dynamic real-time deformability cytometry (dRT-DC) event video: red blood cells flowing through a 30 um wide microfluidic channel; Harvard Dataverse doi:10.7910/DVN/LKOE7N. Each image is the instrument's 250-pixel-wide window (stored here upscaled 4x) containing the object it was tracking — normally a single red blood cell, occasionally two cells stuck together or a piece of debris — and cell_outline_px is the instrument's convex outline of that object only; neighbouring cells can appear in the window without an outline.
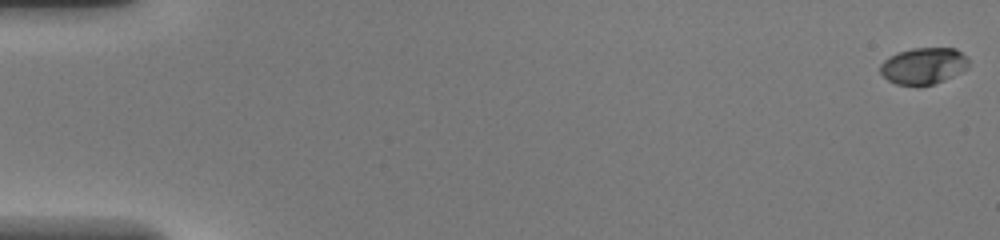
{"species": "common noctule bat (a hibernating species)", "species_latin": "Nyctalus noctula", "temperature_condition": "warm", "stored_images_in_passage": 49, "camera_frame_rate_fps": 3000, "um_per_image_px": 0.085, "animal": {"sex": "female", "body_mass_g": 20.0, "forearm_length_mm": 54.0}, "frame": {"image": 1, "passage_image": 1, "time_ms": 0.0, "image_size_px": [1000, 240], "cell_outline_px": [[968, 68], [944, 80], [932, 84], [916, 88], [896, 84], [888, 80], [880, 72], [880, 64], [884, 60], [896, 52], [912, 48], [956, 48], [968, 60]], "centroid_in_image_um": [78.46, 5.62], "position_along_channel_um": 6.5, "area_um2": 19.07}}
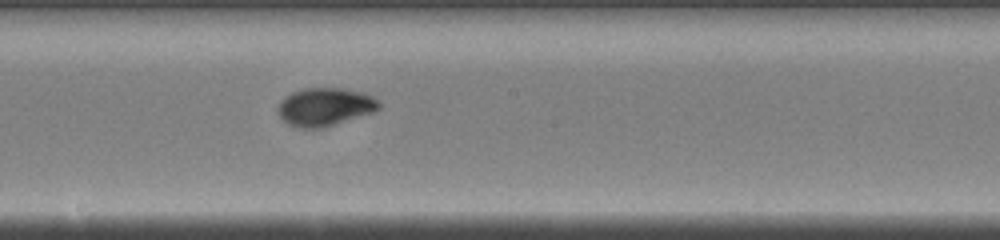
{"frame": {"image": 2, "passage_image": 28, "time_ms": 9.0, "image_size_px": [1000, 240], "cell_outline_px": [[380, 108], [372, 112], [324, 128], [300, 128], [288, 124], [276, 112], [276, 108], [280, 100], [284, 96], [292, 92], [304, 88], [340, 88], [360, 92], [372, 96], [380, 104]], "centroid_in_image_um": [27.56, 9.08], "position_along_channel_um": 220.6, "area_um2": 22.43}}
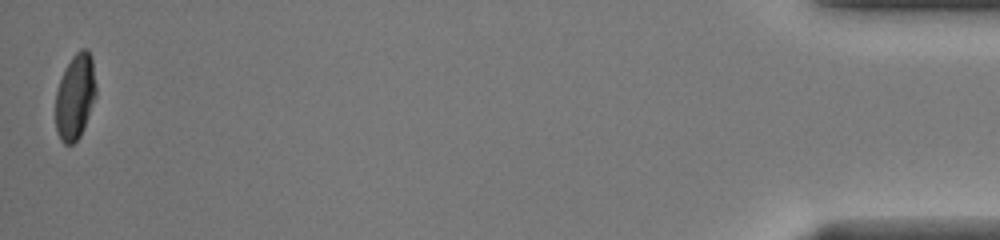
{"frame": {"image": 3, "passage_image": 49, "time_ms": 16.0, "image_size_px": [1000, 240], "cell_outline_px": [[96, 96], [80, 136], [72, 144], [64, 144], [60, 140], [56, 132], [56, 92], [64, 68], [72, 56], [80, 48], [88, 48], [92, 56], [96, 84]], "centroid_in_image_um": [6.39, 8.17], "position_along_channel_um": 428.8, "area_um2": 20.35}, "authors_computed_cell_mechanics": {"area_um2": 20.519, "velocity_mm_per_s": 4.268, "shape_relaxation_time_tau1_ms": 3.6037, "shape_relaxation_time_tau2_ms": null, "deformation_change_tau1": 0.1985, "deformation_change_tau2": null}}